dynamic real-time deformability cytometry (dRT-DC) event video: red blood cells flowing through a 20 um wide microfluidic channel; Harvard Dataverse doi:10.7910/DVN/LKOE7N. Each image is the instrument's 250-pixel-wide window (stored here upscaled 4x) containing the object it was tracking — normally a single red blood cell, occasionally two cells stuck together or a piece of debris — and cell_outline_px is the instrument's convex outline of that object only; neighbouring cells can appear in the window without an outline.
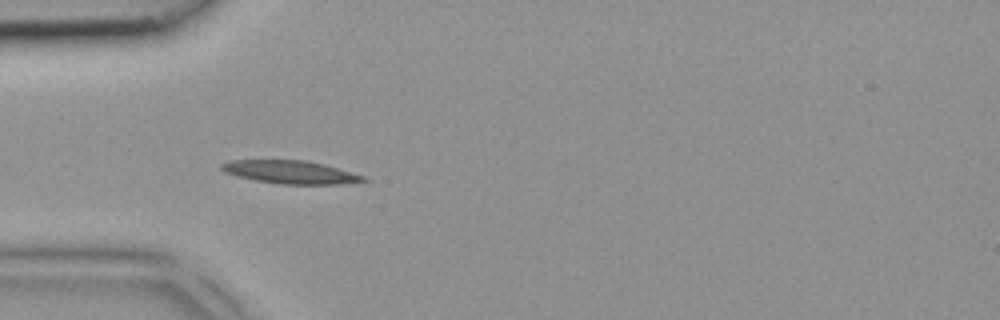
{"species": "common noctule bat (a hibernating species)", "species_latin": "Nyctalus noctula", "temperature_condition": "room temperature", "stored_images_in_passage": 33, "camera_frame_rate_fps": 3000, "um_per_image_px": 0.085, "animal": {"sex": "female", "body_mass_g": 18.4}, "frame": {"image": 1, "passage_image": 3, "time_ms": 0.667, "image_size_px": [1000, 320], "cell_outline_px": [[368, 180], [340, 184], [280, 184], [256, 180], [236, 176], [224, 172], [220, 168], [220, 164], [228, 160], [304, 160], [324, 164], [364, 176]], "centroid_in_image_um": [24.63, 14.62], "position_along_channel_um": 60.4, "area_um2": 18.96}}
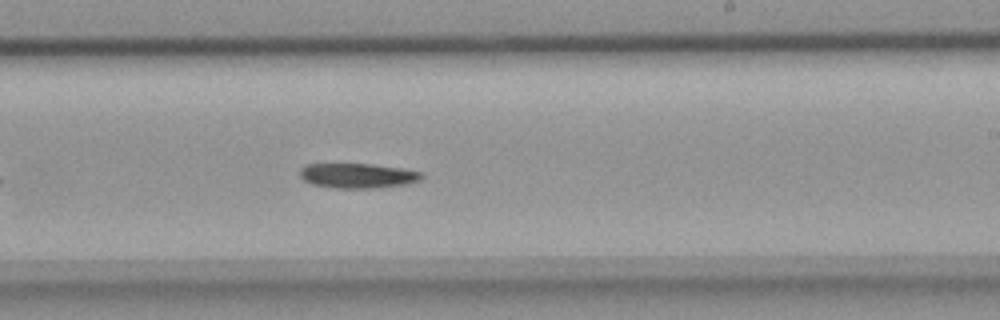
{"frame": {"image": 2, "passage_image": 16, "time_ms": 5.0, "image_size_px": [1000, 320], "cell_outline_px": [[424, 176], [420, 180], [404, 184], [376, 188], [336, 188], [312, 184], [304, 180], [300, 176], [300, 168], [304, 164], [368, 164], [404, 168], [424, 172]], "centroid_in_image_um": [30.42, 14.92], "position_along_channel_um": 258.6, "area_um2": 17.69}}
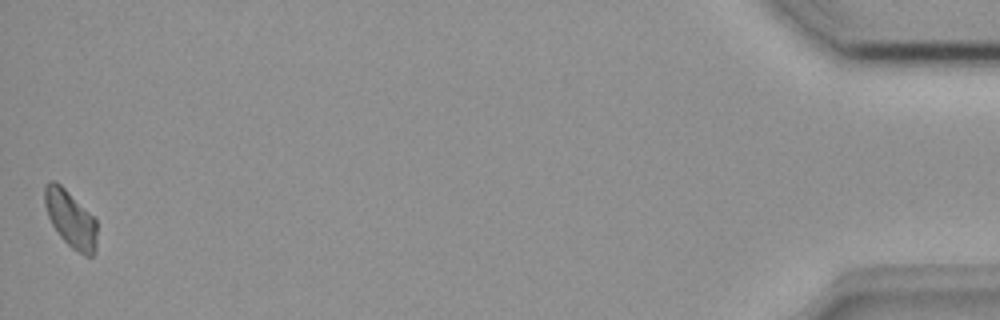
{"frame": {"image": 3, "passage_image": 33, "time_ms": 10.667, "image_size_px": [1000, 320], "cell_outline_px": [[96, 248], [92, 256], [84, 256], [72, 248], [60, 236], [52, 224], [48, 216], [44, 204], [44, 184], [48, 180], [56, 180], [96, 220]], "centroid_in_image_um": [5.97, 18.6], "position_along_channel_um": 429.2, "area_um2": 17.17}}